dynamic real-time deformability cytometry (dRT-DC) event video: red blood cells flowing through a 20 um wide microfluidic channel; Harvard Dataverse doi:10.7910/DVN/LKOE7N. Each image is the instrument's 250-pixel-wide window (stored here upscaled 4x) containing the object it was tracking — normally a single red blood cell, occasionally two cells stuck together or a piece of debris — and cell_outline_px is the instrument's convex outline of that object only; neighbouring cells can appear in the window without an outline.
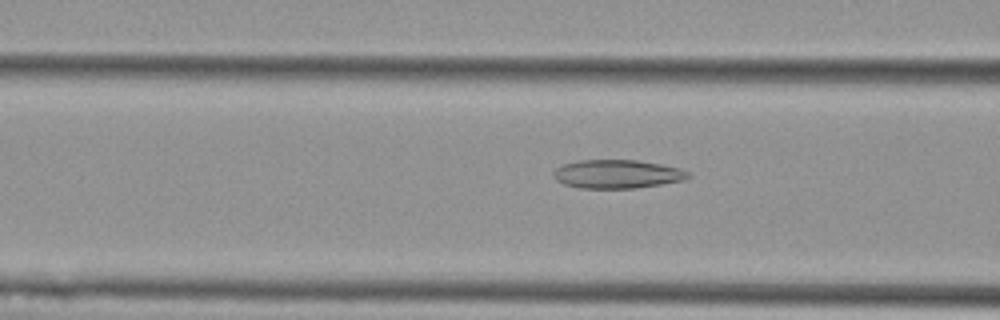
{"species": "Egyptian fruit bat (a non-hibernating species)", "species_latin": "Rousettus aegyptiacus", "temperature_condition": "cold", "stored_images_in_passage": 55, "camera_frame_rate_fps": 3000, "um_per_image_px": 0.085, "animal": {"sex": "female"}, "frame": {"image": 1, "passage_image": 21, "time_ms": 6.667, "image_size_px": [1000, 320], "cell_outline_px": [[692, 176], [684, 180], [636, 188], [580, 188], [564, 184], [556, 180], [552, 176], [552, 172], [556, 168], [564, 164], [576, 160], [636, 160], [660, 164], [680, 168], [688, 172]], "centroid_in_image_um": [52.44, 14.79], "position_along_channel_um": 114.2, "area_um2": 22.48}}
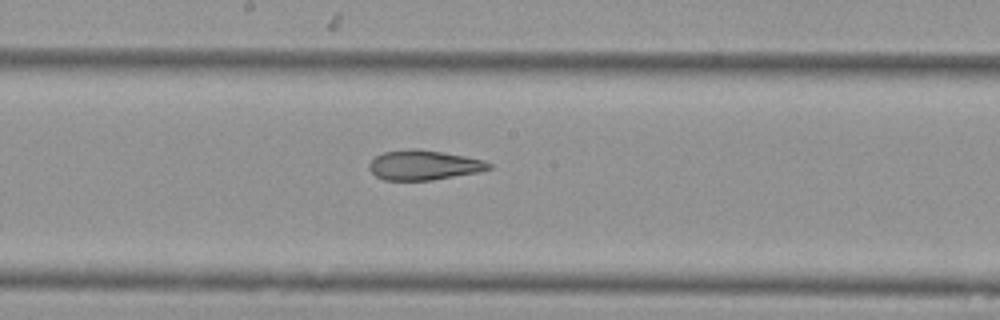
{"frame": {"image": 2, "passage_image": 29, "time_ms": 9.333, "image_size_px": [1000, 320], "cell_outline_px": [[492, 168], [480, 172], [432, 180], [384, 180], [376, 176], [368, 168], [368, 164], [376, 156], [384, 152], [412, 148], [416, 148], [464, 156], [484, 160], [492, 164]], "centroid_in_image_um": [36.03, 14.04], "position_along_channel_um": 212.2, "area_um2": 20.75}}
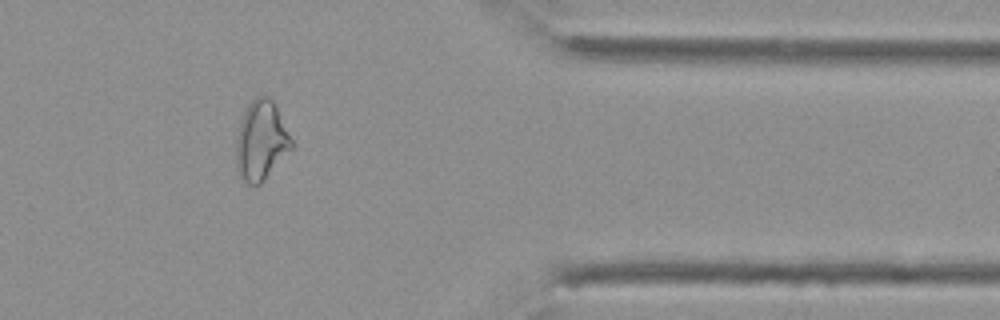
{"frame": {"image": 3, "passage_image": 45, "time_ms": 14.667, "image_size_px": [1000, 320], "cell_outline_px": [[292, 148], [264, 180], [260, 184], [248, 184], [240, 176], [236, 168], [236, 140], [240, 124], [244, 112], [248, 104], [256, 96], [268, 96], [272, 100], [292, 140]], "centroid_in_image_um": [22.17, 11.97], "position_along_channel_um": 389.2, "area_um2": 25.14}, "authors_computed_cell_mechanics": {"area_um2": 25.143, "velocity_mm_per_s": 3.6828, "shape_relaxation_time_tau1_ms": null, "shape_relaxation_time_tau2_ms": 2.981, "deformation_change_tau1": null, "deformation_change_tau2": 0.1072}}